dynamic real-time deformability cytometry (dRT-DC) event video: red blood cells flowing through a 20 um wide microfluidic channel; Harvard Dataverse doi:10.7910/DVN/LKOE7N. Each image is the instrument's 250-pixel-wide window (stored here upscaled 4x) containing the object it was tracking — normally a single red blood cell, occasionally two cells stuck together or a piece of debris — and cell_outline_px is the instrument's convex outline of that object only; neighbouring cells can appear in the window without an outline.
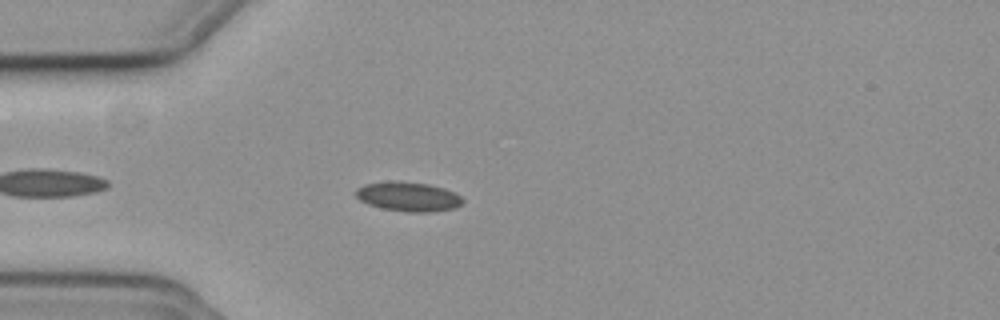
{"species": "common noctule bat (a hibernating species)", "species_latin": "Nyctalus noctula", "temperature_condition": "cold", "stored_images_in_passage": 47, "camera_frame_rate_fps": 3000, "um_per_image_px": 0.085, "animal": {"sex": "female", "body_mass_g": 19.3, "forearm_length_mm": 54.1}, "frame": {"image": 1, "passage_image": 6, "time_ms": 1.667, "image_size_px": [1000, 320], "cell_outline_px": [[464, 200], [456, 208], [432, 212], [408, 212], [380, 208], [368, 204], [360, 200], [356, 196], [356, 188], [364, 184], [428, 184], [444, 188], [460, 196]], "centroid_in_image_um": [34.74, 16.77], "position_along_channel_um": 50.3, "area_um2": 17.46}}
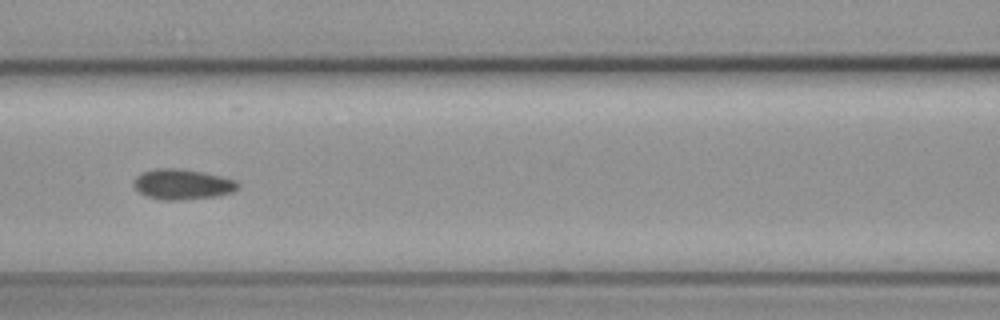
{"frame": {"image": 2, "passage_image": 15, "time_ms": 4.667, "image_size_px": [1000, 320], "cell_outline_px": [[240, 188], [232, 192], [216, 196], [184, 200], [160, 200], [148, 196], [140, 192], [132, 184], [132, 180], [140, 172], [156, 168], [180, 168], [204, 172], [236, 180], [240, 184]], "centroid_in_image_um": [15.5, 15.65], "position_along_channel_um": 151.1, "area_um2": 18.73}}
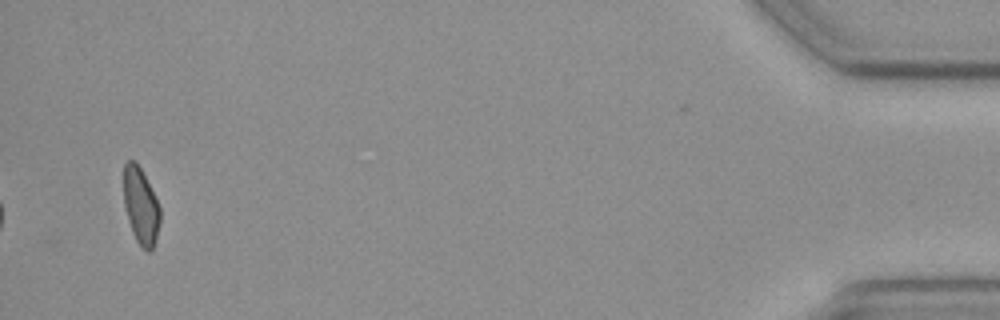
{"frame": {"image": 3, "passage_image": 44, "time_ms": 14.333, "image_size_px": [1000, 320], "cell_outline_px": [[160, 224], [152, 248], [148, 252], [140, 248], [132, 232], [128, 220], [124, 204], [124, 164], [128, 160], [132, 160], [140, 168], [160, 208]], "centroid_in_image_um": [11.95, 17.56], "position_along_channel_um": 423.2, "area_um2": 15.9}, "authors_computed_cell_mechanics": {"area_um2": 17.4556, "velocity_mm_per_s": 3.7435, "shape_relaxation_time_tau1_ms": null, "shape_relaxation_time_tau2_ms": 8.0527, "deformation_change_tau1": null, "deformation_change_tau2": 0.1087}}